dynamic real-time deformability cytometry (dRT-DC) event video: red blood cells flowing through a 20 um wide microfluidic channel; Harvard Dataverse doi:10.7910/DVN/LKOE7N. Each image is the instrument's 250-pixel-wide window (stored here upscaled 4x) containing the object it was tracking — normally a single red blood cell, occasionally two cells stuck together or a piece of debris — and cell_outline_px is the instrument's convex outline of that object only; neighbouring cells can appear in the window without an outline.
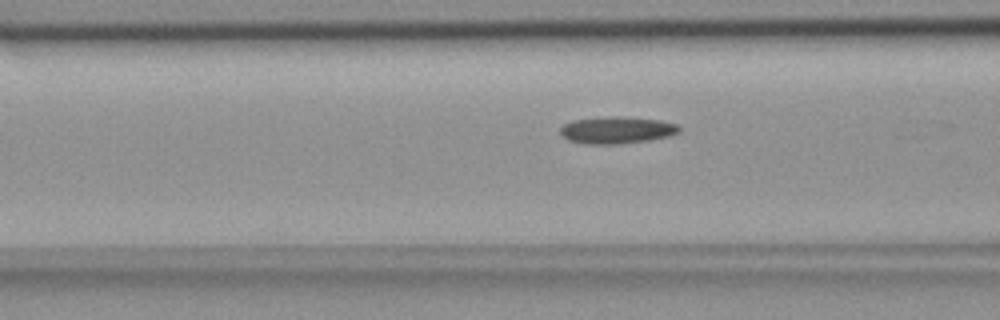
{"species": "common noctule bat (a hibernating species)", "species_latin": "Nyctalus noctula", "temperature_condition": "room temperature", "stored_images_in_passage": 40, "segment_of_instrument_passage": [1, 2], "camera_frame_rate_fps": 3000, "um_per_image_px": 0.085, "animal": {"sex": "female", "body_mass_g": 18.4}, "frame": {"image": 1, "passage_image": 5, "time_ms": 1.333, "image_size_px": [1000, 320], "cell_outline_px": [[680, 132], [668, 136], [648, 140], [620, 144], [584, 144], [568, 140], [560, 132], [560, 128], [564, 124], [572, 120], [660, 120], [676, 124], [680, 128]], "centroid_in_image_um": [52.42, 11.14], "position_along_channel_um": 114.2, "area_um2": 17.28}}
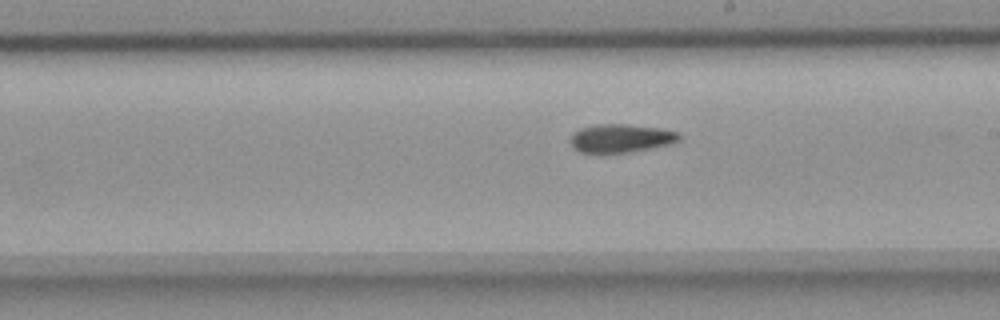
{"frame": {"image": 2, "passage_image": 15, "time_ms": 4.667, "image_size_px": [1000, 320], "cell_outline_px": [[680, 140], [668, 144], [632, 152], [580, 152], [568, 140], [572, 132], [580, 128], [600, 124], [624, 124], [660, 128], [680, 132]], "centroid_in_image_um": [52.77, 11.74], "position_along_channel_um": 236.2, "area_um2": 17.86}}
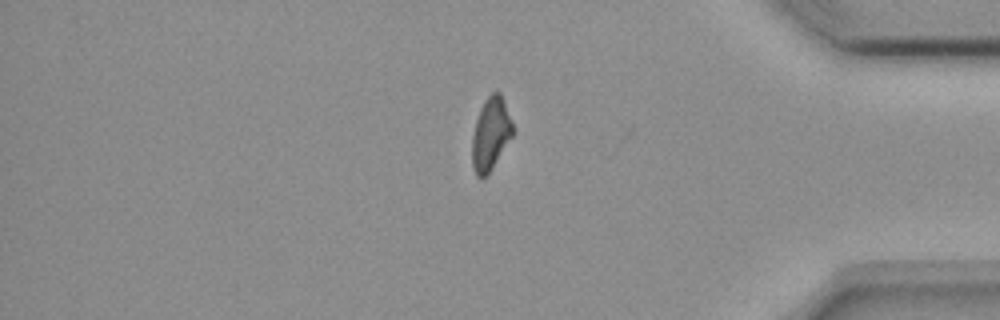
{"frame": {"image": 3, "passage_image": 30, "time_ms": 9.667, "image_size_px": [1000, 320], "cell_outline_px": [[512, 136], [492, 168], [484, 176], [476, 176], [472, 164], [472, 136], [476, 120], [480, 108], [484, 100], [492, 92], [500, 92], [504, 100], [512, 120]], "centroid_in_image_um": [41.7, 11.34], "position_along_channel_um": 393.5, "area_um2": 16.99}}